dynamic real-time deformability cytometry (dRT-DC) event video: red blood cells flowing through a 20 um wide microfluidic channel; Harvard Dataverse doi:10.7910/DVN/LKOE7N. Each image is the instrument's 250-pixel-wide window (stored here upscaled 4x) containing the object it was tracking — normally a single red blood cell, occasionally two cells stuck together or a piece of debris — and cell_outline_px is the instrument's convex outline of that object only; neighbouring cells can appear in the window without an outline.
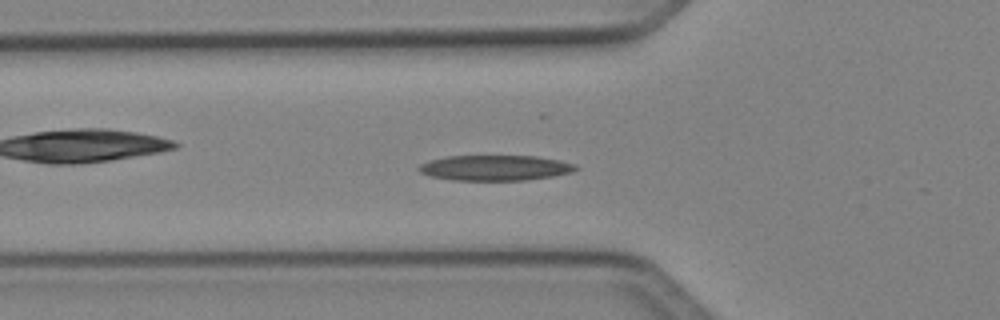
{"species": "Egyptian fruit bat (a non-hibernating species)", "species_latin": "Rousettus aegyptiacus", "temperature_condition": "cold", "stored_images_in_passage": 49, "camera_frame_rate_fps": 3000, "um_per_image_px": 0.085, "animal": {"sex": "female"}, "frame": {"image": 1, "passage_image": 17, "time_ms": 5.333, "image_size_px": [1000, 320], "cell_outline_px": [[580, 168], [572, 172], [552, 176], [524, 180], [452, 180], [428, 176], [420, 172], [416, 168], [420, 164], [428, 160], [448, 156], [536, 156], [560, 160], [576, 164]], "centroid_in_image_um": [42.06, 14.26], "position_along_channel_um": 83.7, "area_um2": 23.35}}
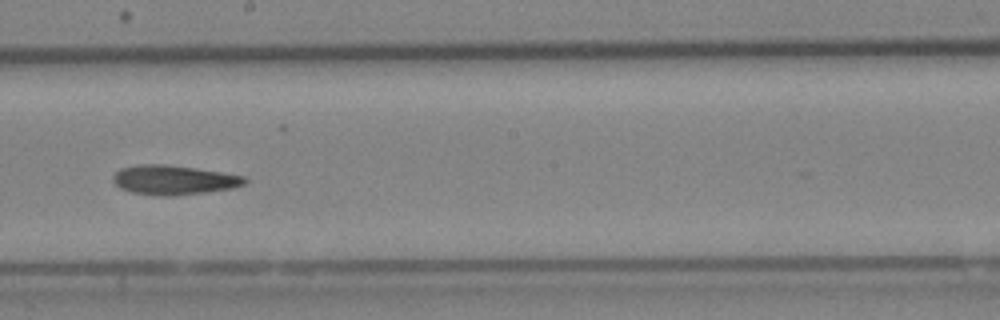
{"frame": {"image": 2, "passage_image": 28, "time_ms": 9.0, "image_size_px": [1000, 320], "cell_outline_px": [[248, 180], [244, 184], [232, 188], [204, 192], [172, 196], [160, 196], [132, 192], [120, 188], [112, 180], [112, 176], [120, 168], [136, 164], [160, 164], [192, 168], [220, 172], [244, 176]], "centroid_in_image_um": [14.72, 15.3], "position_along_channel_um": 233.5, "area_um2": 22.37}}
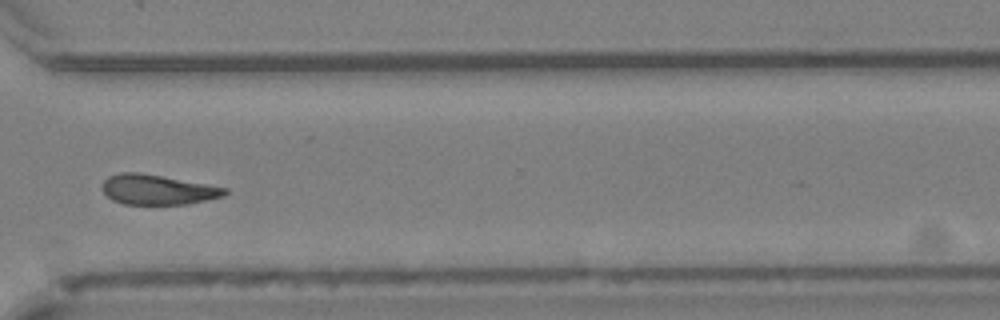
{"frame": {"image": 3, "passage_image": 37, "time_ms": 12.0, "image_size_px": [1000, 320], "cell_outline_px": [[228, 192], [224, 196], [188, 204], [124, 204], [112, 200], [100, 188], [100, 184], [108, 176], [120, 172], [140, 172], [228, 188]], "centroid_in_image_um": [13.36, 16.11], "position_along_channel_um": 357.2, "area_um2": 21.5}, "authors_computed_cell_mechanics": {"area_um2": 22.1952, "velocity_mm_per_s": 4.0922, "shape_relaxation_time_tau1_ms": 6.4976, "shape_relaxation_time_tau2_ms": 6.7975, "deformation_change_tau1": 0.1765, "deformation_change_tau2": 0.1541}}